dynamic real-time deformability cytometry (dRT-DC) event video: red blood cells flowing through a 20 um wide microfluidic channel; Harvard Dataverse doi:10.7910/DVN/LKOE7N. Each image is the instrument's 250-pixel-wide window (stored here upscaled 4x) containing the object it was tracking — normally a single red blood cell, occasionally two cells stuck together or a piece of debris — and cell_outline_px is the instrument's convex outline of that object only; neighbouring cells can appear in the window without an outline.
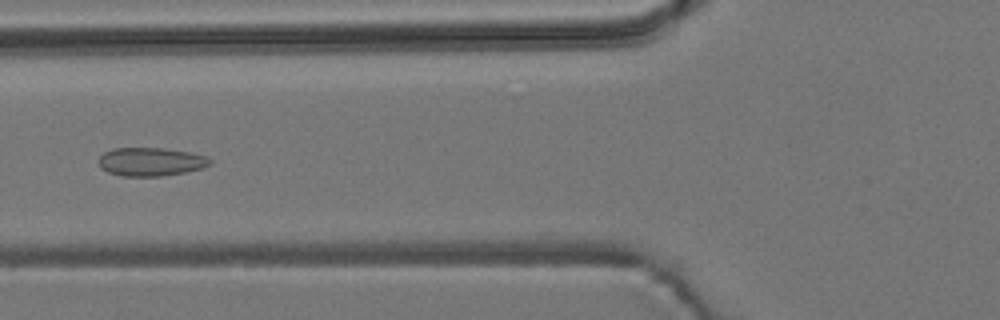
{"species": "common noctule bat (a hibernating species)", "species_latin": "Nyctalus noctula", "temperature_condition": "room temperature", "stored_images_in_passage": 7, "camera_frame_rate_fps": 3000, "um_per_image_px": 0.085, "animal": {"sex": "male", "body_mass_g": 19.2, "forearm_length_mm": 51.8}, "frame": {"image": 1, "passage_image": 7, "time_ms": 6.667, "image_size_px": [1000, 320], "cell_outline_px": [[212, 164], [200, 168], [184, 172], [160, 176], [120, 176], [108, 172], [100, 168], [100, 156], [104, 152], [112, 148], [164, 148], [188, 152], [208, 156], [212, 160]], "centroid_in_image_um": [12.81, 13.74], "position_along_channel_um": 113.0, "area_um2": 18.44}}